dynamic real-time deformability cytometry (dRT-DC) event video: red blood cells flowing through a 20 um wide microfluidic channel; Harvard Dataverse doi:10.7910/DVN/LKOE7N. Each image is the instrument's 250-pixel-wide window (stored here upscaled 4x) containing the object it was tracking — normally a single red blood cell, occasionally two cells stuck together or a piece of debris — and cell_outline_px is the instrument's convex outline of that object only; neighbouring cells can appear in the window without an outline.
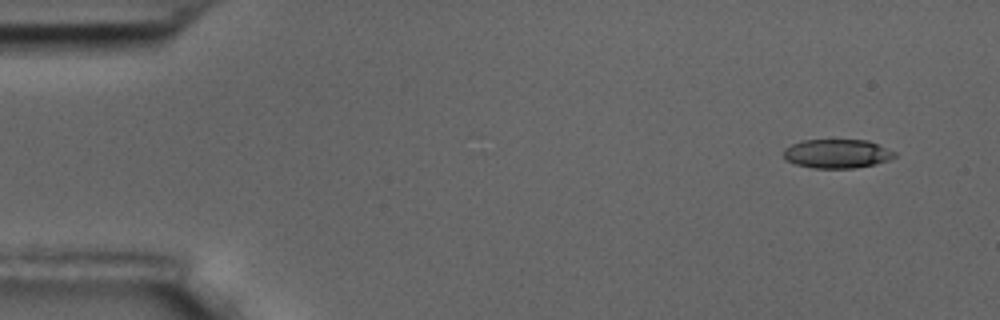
{"species": "common noctule bat (a hibernating species)", "species_latin": "Nyctalus noctula", "temperature_condition": "room temperature", "stored_images_in_passage": 7, "camera_frame_rate_fps": 3000, "um_per_image_px": 0.085, "animal": {"sex": "male", "body_mass_g": 17.5, "forearm_length_mm": 52.3}, "frame": {"image": 1, "passage_image": 1, "time_ms": 0.0, "image_size_px": [1000, 320], "cell_outline_px": [[896, 156], [888, 160], [876, 164], [856, 168], [812, 168], [796, 164], [784, 160], [784, 148], [792, 144], [804, 140], [868, 140], [896, 152]], "centroid_in_image_um": [71.14, 13.07], "position_along_channel_um": 13.9, "area_um2": 18.79}}
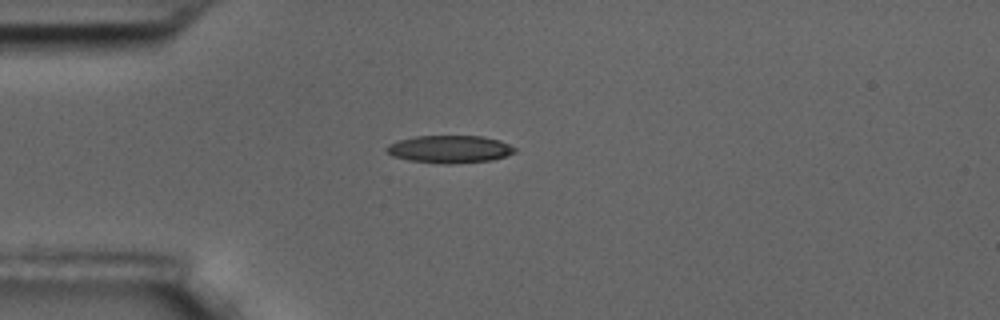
{"frame": {"image": 2, "passage_image": 4, "time_ms": 1.0, "image_size_px": [1000, 320], "cell_outline_px": [[516, 152], [492, 160], [448, 164], [444, 164], [408, 160], [392, 156], [384, 148], [388, 144], [400, 140], [416, 136], [480, 136], [500, 140], [516, 148]], "centroid_in_image_um": [38.21, 12.68], "position_along_channel_um": 46.8, "area_um2": 20.52}}